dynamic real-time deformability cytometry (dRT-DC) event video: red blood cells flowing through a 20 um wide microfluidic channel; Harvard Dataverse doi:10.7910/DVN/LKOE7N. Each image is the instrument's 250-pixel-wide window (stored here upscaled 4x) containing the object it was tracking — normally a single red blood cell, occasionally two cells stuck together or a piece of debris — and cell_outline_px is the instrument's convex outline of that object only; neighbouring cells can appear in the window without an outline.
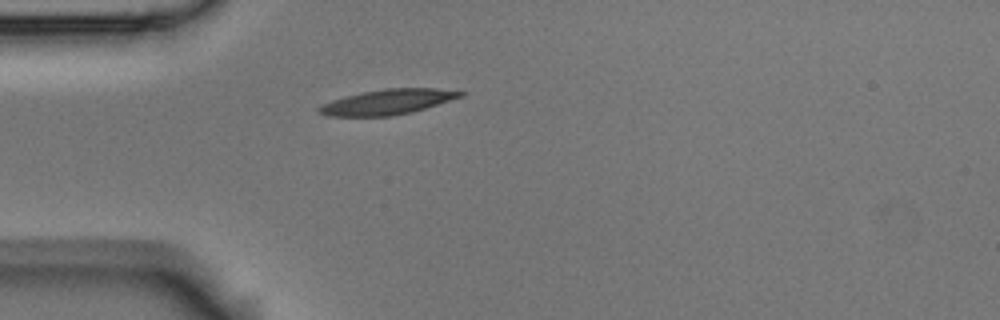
{"species": "Egyptian fruit bat (a non-hibernating species)", "species_latin": "Rousettus aegyptiacus", "temperature_condition": "room temperature", "stored_images_in_passage": 1, "camera_frame_rate_fps": 3000, "um_per_image_px": 0.085, "animal": {"sex": "male"}, "frame": {"image": 1, "passage_image": 1, "time_ms": 0.0, "image_size_px": [1000, 320], "cell_outline_px": [[464, 96], [412, 112], [392, 116], [328, 116], [316, 112], [316, 108], [320, 104], [344, 96], [384, 88], [436, 88], [464, 92]], "centroid_in_image_um": [32.9, 8.67], "position_along_channel_um": 52.1, "area_um2": 20.81}}